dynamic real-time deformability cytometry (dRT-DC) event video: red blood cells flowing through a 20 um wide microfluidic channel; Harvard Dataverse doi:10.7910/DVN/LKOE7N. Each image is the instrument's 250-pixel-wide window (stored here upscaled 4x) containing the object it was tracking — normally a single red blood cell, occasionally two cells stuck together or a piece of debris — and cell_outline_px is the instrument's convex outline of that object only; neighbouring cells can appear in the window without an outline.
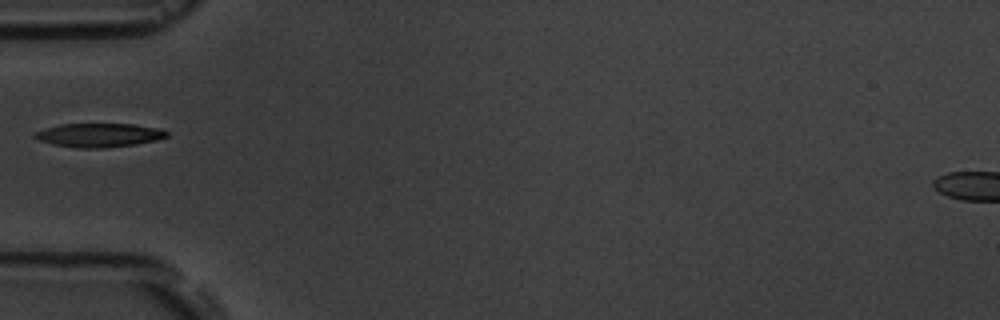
{"species": "common noctule bat (a hibernating species)", "species_latin": "Nyctalus noctula", "temperature_condition": "room temperature", "stored_images_in_passage": 6, "camera_frame_rate_fps": 3000, "um_per_image_px": 0.085, "animal": {"sex": "male", "body_mass_g": 19.5, "forearm_length_mm": 54.6}, "frame": {"image": 1, "passage_image": 5, "time_ms": 5.667, "image_size_px": [1000, 320], "cell_outline_px": [[168, 136], [156, 140], [136, 144], [104, 148], [80, 148], [56, 144], [40, 140], [32, 136], [36, 132], [60, 124], [132, 124], [160, 128], [168, 132]], "centroid_in_image_um": [8.48, 11.48], "position_along_channel_um": 76.5, "area_um2": 18.03}}
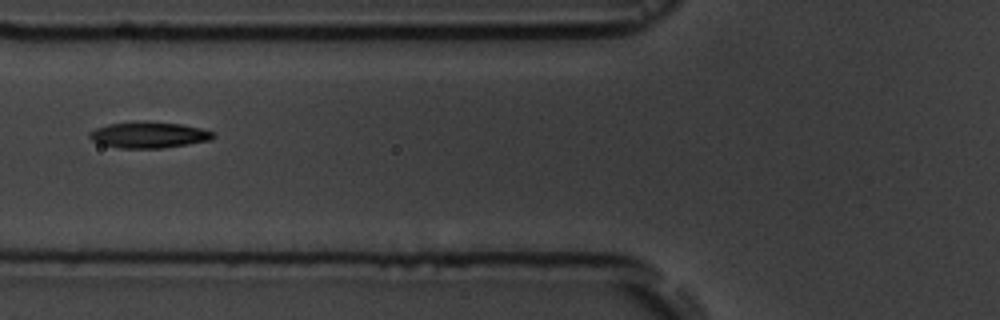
{"frame": {"image": 2, "passage_image": 6, "time_ms": 6.667, "image_size_px": [1000, 320], "cell_outline_px": [[216, 136], [212, 140], [164, 148], [120, 148], [104, 144], [92, 140], [88, 136], [88, 132], [96, 128], [108, 124], [180, 124], [200, 128], [212, 132]], "centroid_in_image_um": [12.68, 11.52], "position_along_channel_um": 113.1, "area_um2": 17.86}}